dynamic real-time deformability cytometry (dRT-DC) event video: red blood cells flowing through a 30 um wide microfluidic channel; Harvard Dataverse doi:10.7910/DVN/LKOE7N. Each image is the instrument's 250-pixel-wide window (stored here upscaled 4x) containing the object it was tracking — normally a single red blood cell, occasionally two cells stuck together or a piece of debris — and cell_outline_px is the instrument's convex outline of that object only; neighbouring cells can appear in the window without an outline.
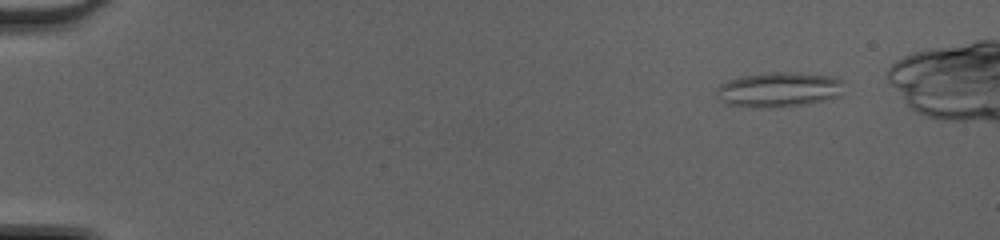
{"species": "common noctule bat (a hibernating species)", "species_latin": "Nyctalus noctula", "temperature_condition": "cold", "stored_images_in_passage": 48, "camera_frame_rate_fps": 3000, "um_per_image_px": 0.085, "animal": {"sex": "female", "body_mass_g": 20.0, "forearm_length_mm": 54.0}, "frame": {"image": 1, "passage_image": 5, "time_ms": 1.333, "image_size_px": [1000, 240], "cell_outline_px": [[844, 80], [840, 96], [800, 104], [728, 104], [720, 100], [716, 92], [716, 88], [720, 84], [728, 80], [740, 76], [772, 72], [800, 72], [832, 76]], "centroid_in_image_um": [66.25, 7.53], "position_along_channel_um": 18.8, "area_um2": 24.68}}
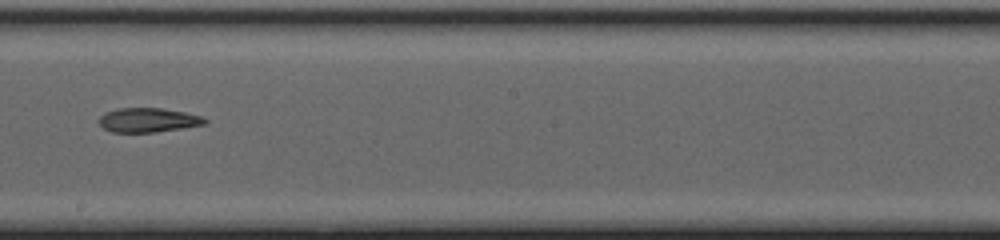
{"frame": {"image": 2, "passage_image": 29, "time_ms": 9.333, "image_size_px": [1000, 240], "cell_outline_px": [[208, 124], [156, 132], [112, 132], [104, 128], [100, 124], [100, 116], [104, 112], [116, 108], [160, 108], [184, 112], [200, 116], [208, 120]], "centroid_in_image_um": [12.59, 10.2], "position_along_channel_um": 235.6, "area_um2": 14.97}}
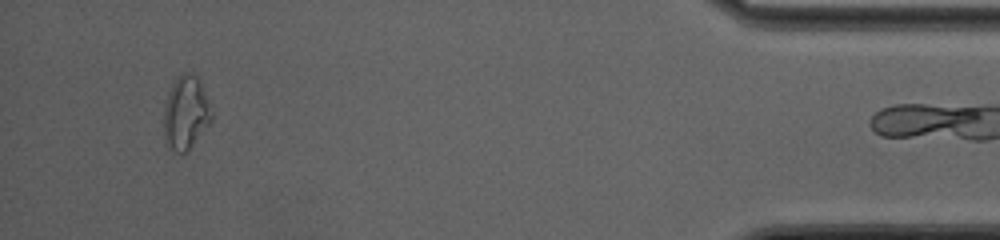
{"frame": {"image": 3, "passage_image": 46, "time_ms": 15.0, "image_size_px": [1000, 240], "cell_outline_px": [[212, 120], [188, 148], [184, 152], [176, 152], [168, 148], [164, 140], [164, 108], [168, 92], [176, 76], [180, 72], [188, 72], [196, 76], [200, 80], [212, 112]], "centroid_in_image_um": [15.76, 9.54], "position_along_channel_um": 419.4, "area_um2": 20.29}, "authors_computed_cell_mechanics": {"area_um2": 17.2244, "velocity_mm_per_s": 4.3379, "shape_relaxation_time_tau1_ms": null, "shape_relaxation_time_tau2_ms": 7.0592, "deformation_change_tau1": null, "deformation_change_tau2": 0.1465}}